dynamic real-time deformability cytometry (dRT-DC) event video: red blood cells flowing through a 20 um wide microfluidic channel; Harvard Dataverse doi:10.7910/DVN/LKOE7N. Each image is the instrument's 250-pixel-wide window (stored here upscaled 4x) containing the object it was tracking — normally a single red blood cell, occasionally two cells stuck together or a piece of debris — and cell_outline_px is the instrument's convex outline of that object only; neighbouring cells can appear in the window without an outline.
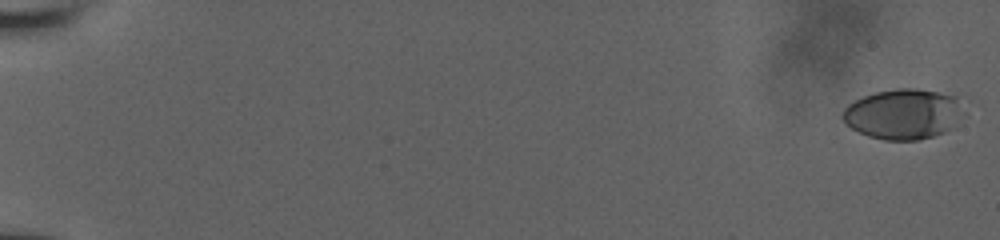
{"species": "human", "species_latin": "Homo sapiens", "temperature_condition": "room temperature", "stored_images_in_passage": 57, "camera_frame_rate_fps": 3000, "um_per_image_px": 0.085, "donor": {"sex": "male"}, "frame": {"image": 1, "passage_image": 1, "time_ms": 0.0, "image_size_px": [1000, 240], "cell_outline_px": [[956, 128], [932, 136], [916, 140], [884, 140], [868, 136], [852, 128], [844, 120], [844, 108], [848, 104], [864, 96], [876, 92], [896, 88], [916, 88], [956, 96]], "centroid_in_image_um": [76.71, 9.7], "position_along_channel_um": 8.3, "area_um2": 34.51}}
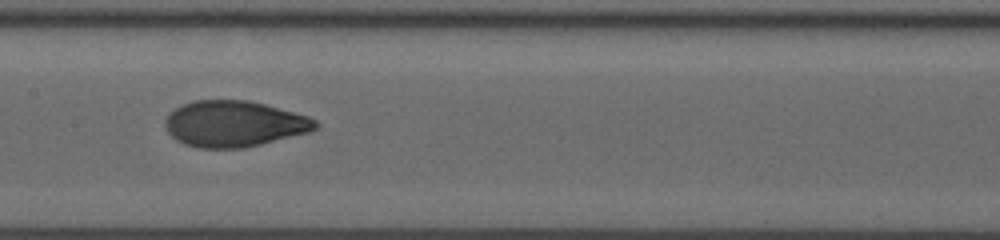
{"frame": {"image": 2, "passage_image": 32, "time_ms": 10.333, "image_size_px": [1000, 240], "cell_outline_px": [[320, 124], [316, 128], [308, 132], [244, 148], [200, 148], [184, 144], [176, 140], [168, 132], [164, 124], [164, 120], [176, 108], [192, 100], [248, 100], [264, 104], [308, 116], [316, 120]], "centroid_in_image_um": [19.89, 10.52], "position_along_channel_um": 187.5, "area_um2": 40.11}}
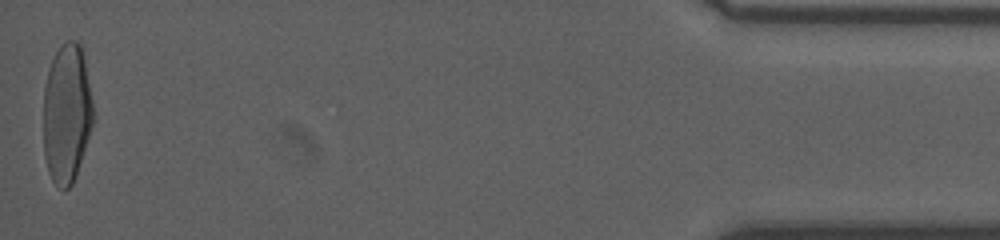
{"frame": {"image": 3, "passage_image": 57, "time_ms": 18.667, "image_size_px": [1000, 240], "cell_outline_px": [[92, 128], [72, 184], [68, 188], [60, 188], [52, 180], [48, 172], [44, 156], [44, 88], [48, 68], [60, 44], [68, 40], [76, 40], [80, 44], [84, 56], [92, 100]], "centroid_in_image_um": [5.66, 9.61], "position_along_channel_um": 429.5, "area_um2": 40.23}, "authors_computed_cell_mechanics": {"area_um2": 39.015, "velocity_mm_per_s": 3.8974, "shape_relaxation_time_tau1_ms": 5.0878, "shape_relaxation_time_tau2_ms": 0.8194, "deformation_change_tau1": 0.22, "deformation_change_tau2": 0.054}}